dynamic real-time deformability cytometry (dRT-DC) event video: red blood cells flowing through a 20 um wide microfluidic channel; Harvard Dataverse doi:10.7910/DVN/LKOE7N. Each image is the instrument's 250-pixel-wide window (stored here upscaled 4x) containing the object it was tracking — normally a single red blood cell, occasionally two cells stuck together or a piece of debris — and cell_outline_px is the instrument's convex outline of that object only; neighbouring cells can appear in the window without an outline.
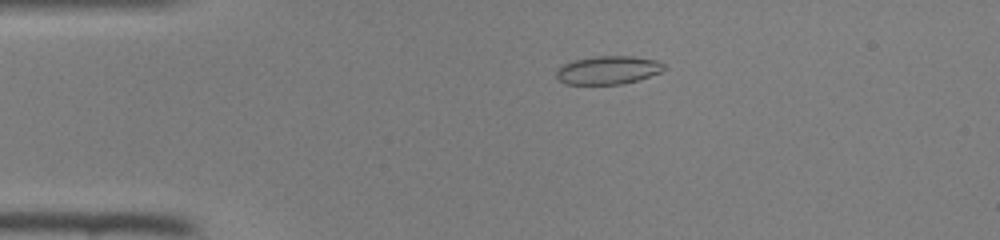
{"species": "common noctule bat (a hibernating species)", "species_latin": "Nyctalus noctula", "temperature_condition": "room temperature", "stored_images_in_passage": 47, "camera_frame_rate_fps": 3000, "um_per_image_px": 0.085, "animal": {"sex": "female", "body_mass_g": 22.0, "forearm_length_mm": 56.7}, "frame": {"image": 1, "passage_image": 10, "time_ms": 3.0, "image_size_px": [1000, 240], "cell_outline_px": [[664, 68], [660, 72], [624, 84], [564, 84], [556, 76], [556, 68], [572, 60], [592, 56], [632, 56], [656, 60], [664, 64]], "centroid_in_image_um": [51.63, 5.95], "position_along_channel_um": 33.4, "area_um2": 17.74}}
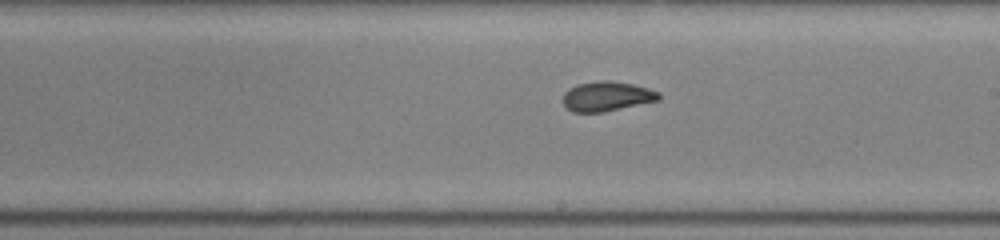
{"frame": {"image": 2, "passage_image": 27, "time_ms": 8.667, "image_size_px": [1000, 240], "cell_outline_px": [[660, 100], [604, 112], [572, 112], [564, 104], [564, 92], [568, 88], [576, 84], [596, 80], [608, 80], [632, 84], [648, 88], [660, 92]], "centroid_in_image_um": [51.58, 8.18], "position_along_channel_um": 237.4, "area_um2": 16.7}}
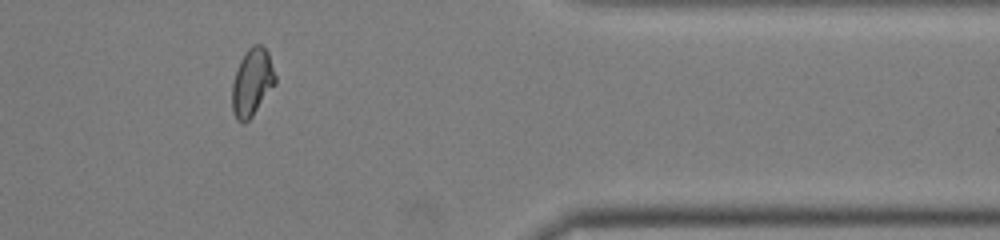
{"frame": {"image": 3, "passage_image": 39, "time_ms": 12.667, "image_size_px": [1000, 240], "cell_outline_px": [[276, 84], [252, 116], [244, 124], [236, 120], [232, 112], [232, 84], [240, 60], [248, 48], [252, 44], [260, 44], [268, 52], [276, 76]], "centroid_in_image_um": [21.43, 7.01], "position_along_channel_um": 390.0, "area_um2": 17.05}}